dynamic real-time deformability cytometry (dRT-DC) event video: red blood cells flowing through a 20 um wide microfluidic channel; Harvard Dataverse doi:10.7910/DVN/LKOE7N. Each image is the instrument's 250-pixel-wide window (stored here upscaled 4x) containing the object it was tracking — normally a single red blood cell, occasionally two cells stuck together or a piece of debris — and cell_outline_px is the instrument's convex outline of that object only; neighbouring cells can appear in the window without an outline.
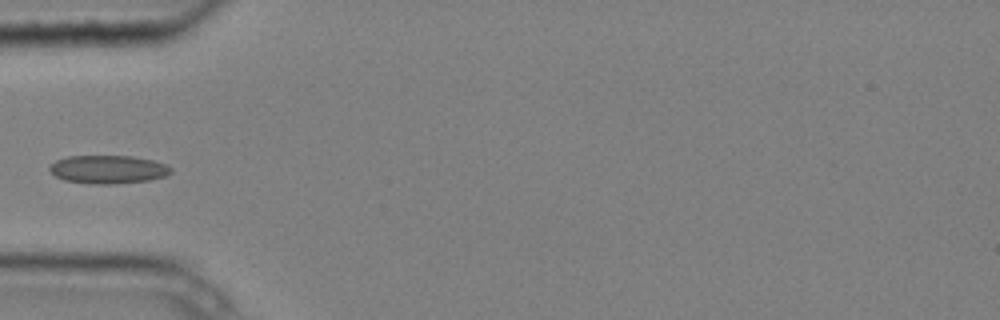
{"species": "common noctule bat (a hibernating species)", "species_latin": "Nyctalus noctula", "temperature_condition": "cold", "stored_images_in_passage": 3, "camera_frame_rate_fps": 3000, "um_per_image_px": 0.085, "animal": {"sex": "male", "body_mass_g": 20.4}, "frame": {"image": 1, "passage_image": 3, "time_ms": 0.667, "image_size_px": [1000, 320], "cell_outline_px": [[172, 172], [164, 176], [148, 180], [112, 184], [92, 184], [64, 180], [56, 176], [48, 168], [56, 160], [68, 156], [132, 156], [152, 160], [164, 164], [172, 168]], "centroid_in_image_um": [9.18, 14.4], "position_along_channel_um": 75.8, "area_um2": 19.83}}